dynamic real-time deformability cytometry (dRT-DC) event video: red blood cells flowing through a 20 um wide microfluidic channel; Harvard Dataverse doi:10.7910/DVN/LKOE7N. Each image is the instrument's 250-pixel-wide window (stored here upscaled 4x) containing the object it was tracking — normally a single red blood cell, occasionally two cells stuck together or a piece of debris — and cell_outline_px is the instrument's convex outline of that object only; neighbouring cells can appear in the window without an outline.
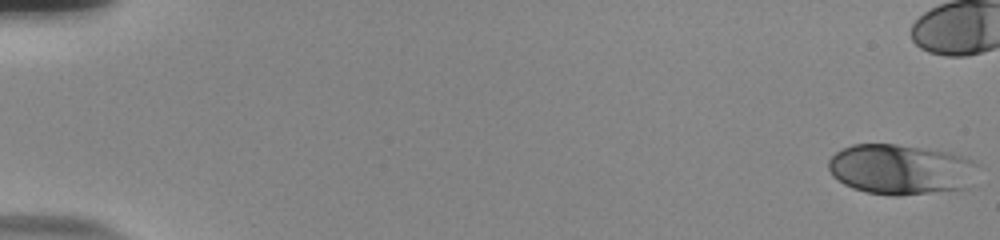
{"species": "human", "species_latin": "Homo sapiens", "temperature_condition": "room temperature", "stored_images_in_passage": 46, "camera_frame_rate_fps": 3000, "um_per_image_px": 0.085, "donor": {"sex": "male"}, "frame": {"image": 1, "passage_image": 1, "time_ms": 0.0, "image_size_px": [1000, 240], "cell_outline_px": [[976, 164], [968, 188], [900, 196], [892, 196], [868, 192], [852, 188], [844, 184], [832, 176], [828, 168], [828, 160], [836, 152], [852, 144], [896, 144], [948, 152], [972, 160]], "centroid_in_image_um": [76.5, 14.4], "position_along_channel_um": 8.5, "area_um2": 43.52}}
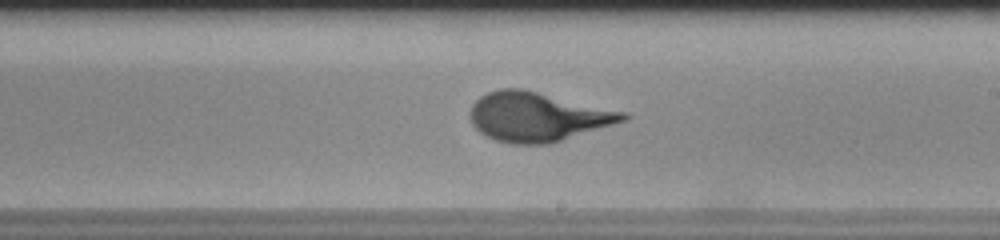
{"frame": {"image": 2, "passage_image": 34, "time_ms": 11.0, "image_size_px": [1000, 240], "cell_outline_px": [[632, 116], [628, 120], [552, 144], [512, 144], [496, 140], [480, 132], [472, 124], [468, 116], [468, 112], [472, 104], [480, 96], [488, 92], [500, 88], [524, 88], [628, 112]], "centroid_in_image_um": [45.74, 9.92], "position_along_channel_um": 243.3, "area_um2": 44.68}}
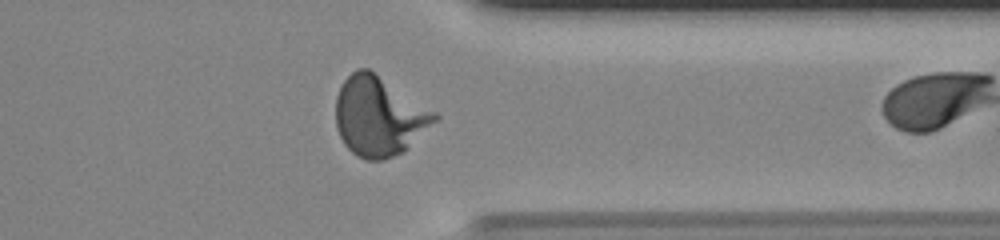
{"frame": {"image": 3, "passage_image": 45, "time_ms": 14.667, "image_size_px": [1000, 240], "cell_outline_px": [[440, 116], [404, 152], [384, 160], [364, 160], [356, 156], [344, 144], [336, 128], [336, 96], [344, 80], [356, 68], [368, 68], [436, 112]], "centroid_in_image_um": [32.19, 9.9], "position_along_channel_um": 379.2, "area_um2": 45.6}}